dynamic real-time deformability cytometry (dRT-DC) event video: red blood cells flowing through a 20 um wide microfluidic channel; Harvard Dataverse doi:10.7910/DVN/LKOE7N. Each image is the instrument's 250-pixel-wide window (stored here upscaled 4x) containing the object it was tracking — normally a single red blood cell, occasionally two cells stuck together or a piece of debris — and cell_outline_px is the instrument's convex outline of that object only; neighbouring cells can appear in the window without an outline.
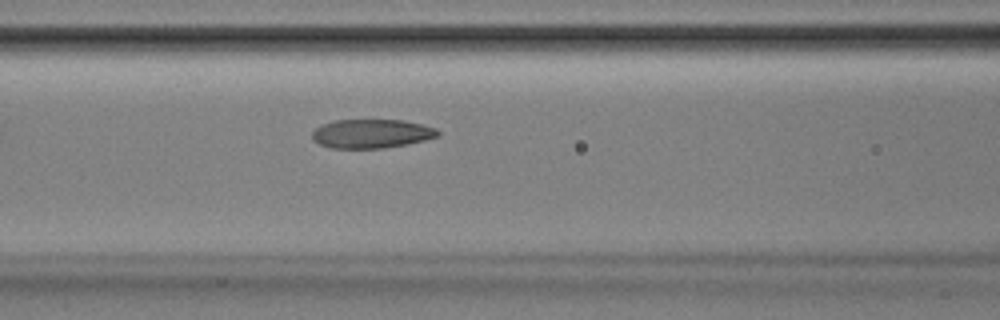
{"species": "Egyptian fruit bat (a non-hibernating species)", "species_latin": "Rousettus aegyptiacus", "temperature_condition": "room temperature", "stored_images_in_passage": 44, "camera_frame_rate_fps": 3000, "um_per_image_px": 0.085, "animal": {"sex": "male"}, "frame": {"image": 1, "passage_image": 14, "time_ms": 4.333, "image_size_px": [1000, 320], "cell_outline_px": [[440, 136], [408, 144], [384, 148], [332, 148], [320, 144], [312, 140], [312, 132], [320, 124], [332, 120], [404, 120], [424, 124], [436, 128], [440, 132]], "centroid_in_image_um": [31.59, 11.35], "position_along_channel_um": 135.0, "area_um2": 21.44}}
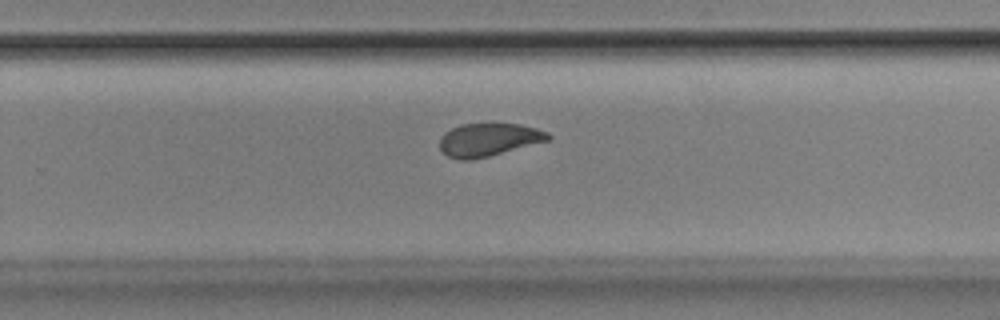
{"frame": {"image": 2, "passage_image": 26, "time_ms": 8.333, "image_size_px": [1000, 320], "cell_outline_px": [[552, 136], [548, 140], [488, 156], [472, 160], [460, 160], [448, 156], [440, 148], [440, 136], [444, 132], [460, 124], [520, 124], [536, 128], [548, 132]], "centroid_in_image_um": [41.5, 11.87], "position_along_channel_um": 288.3, "area_um2": 20.63}}
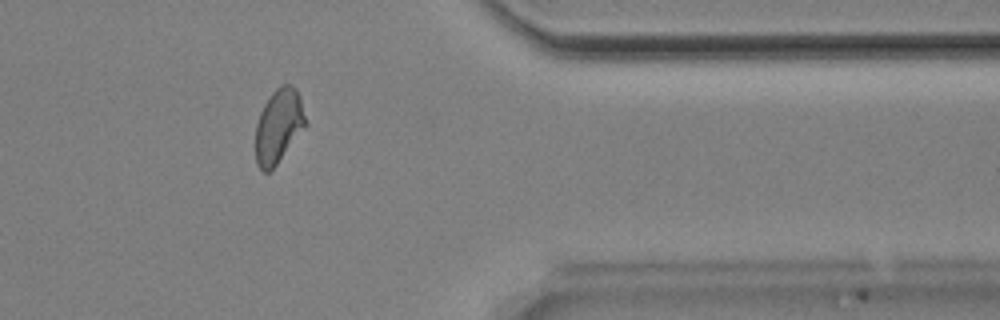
{"frame": {"image": 3, "passage_image": 35, "time_ms": 11.333, "image_size_px": [1000, 320], "cell_outline_px": [[308, 124], [276, 164], [268, 172], [264, 172], [256, 164], [256, 124], [260, 112], [264, 104], [272, 92], [280, 84], [292, 84], [296, 88], [300, 96]], "centroid_in_image_um": [23.7, 10.67], "position_along_channel_um": 387.7, "area_um2": 21.62}, "authors_computed_cell_mechanics": {"area_um2": 21.964, "velocity_mm_per_s": 3.8411, "shape_relaxation_time_tau1_ms": 7.3127, "shape_relaxation_time_tau2_ms": 1.6641, "deformation_change_tau1": 0.1984, "deformation_change_tau2": 0.0748}}